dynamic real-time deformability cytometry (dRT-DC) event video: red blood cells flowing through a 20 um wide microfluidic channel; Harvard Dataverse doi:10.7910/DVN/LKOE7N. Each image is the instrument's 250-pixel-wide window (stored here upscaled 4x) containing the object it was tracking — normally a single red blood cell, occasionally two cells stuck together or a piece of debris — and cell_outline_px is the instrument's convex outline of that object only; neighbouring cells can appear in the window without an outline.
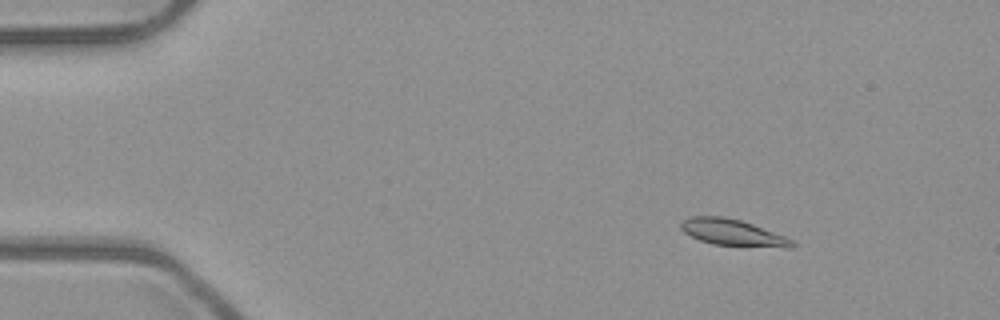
{"species": "common noctule bat (a hibernating species)", "species_latin": "Nyctalus noctula", "temperature_condition": "room temperature", "stored_images_in_passage": 6, "camera_frame_rate_fps": 3000, "um_per_image_px": 0.085, "animal": {"sex": "male", "body_mass_g": 23.1, "forearm_length_mm": 52.7}, "frame": {"image": 1, "passage_image": 1, "time_ms": 0.0, "image_size_px": [1000, 320], "cell_outline_px": [[796, 244], [792, 248], [784, 248], [712, 244], [700, 240], [684, 232], [680, 228], [680, 224], [688, 216], [724, 216], [740, 220], [752, 224], [784, 236], [792, 240]], "centroid_in_image_um": [62.27, 19.77], "position_along_channel_um": 22.7, "area_um2": 17.05}}
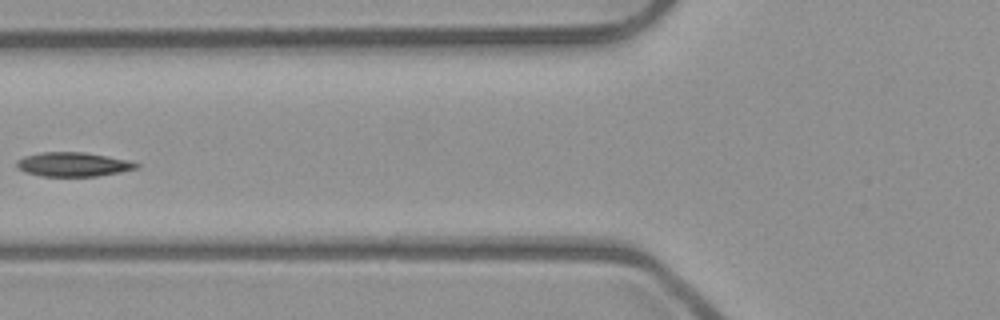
{"frame": {"image": 2, "passage_image": 5, "time_ms": 1.333, "image_size_px": [1000, 320], "cell_outline_px": [[140, 168], [120, 172], [96, 176], [40, 176], [24, 172], [16, 168], [16, 160], [24, 156], [40, 152], [84, 152], [128, 160], [140, 164]], "centroid_in_image_um": [6.19, 13.97], "position_along_channel_um": 119.6, "area_um2": 16.99}}
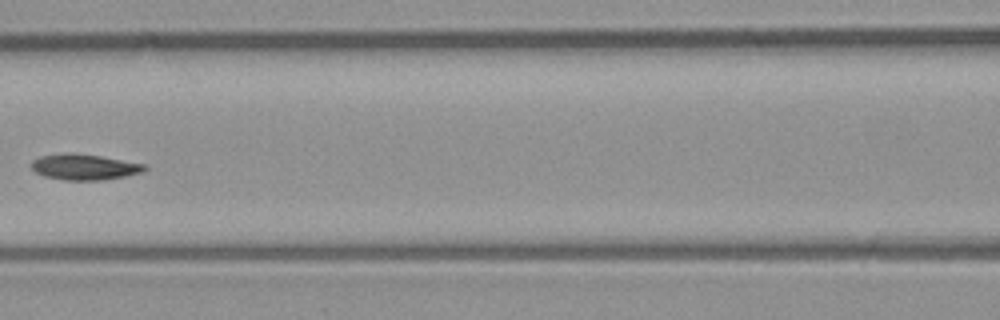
{"frame": {"image": 3, "passage_image": 6, "time_ms": 1.667, "image_size_px": [1000, 320], "cell_outline_px": [[148, 168], [144, 172], [104, 180], [64, 180], [44, 176], [36, 172], [28, 164], [32, 160], [40, 156], [72, 152], [100, 156], [148, 164]], "centroid_in_image_um": [7.19, 14.19], "position_along_channel_um": 159.4, "area_um2": 17.22}}